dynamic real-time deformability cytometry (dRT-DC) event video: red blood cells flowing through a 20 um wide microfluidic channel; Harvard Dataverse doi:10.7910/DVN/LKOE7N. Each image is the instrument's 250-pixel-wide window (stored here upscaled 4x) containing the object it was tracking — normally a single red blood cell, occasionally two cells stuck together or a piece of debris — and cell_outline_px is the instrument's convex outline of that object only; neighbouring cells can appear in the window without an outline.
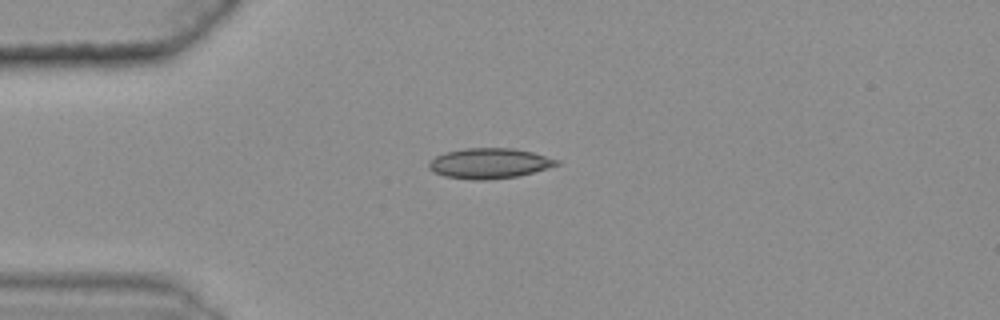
{"species": "common noctule bat (a hibernating species)", "species_latin": "Nyctalus noctula", "temperature_condition": "warm", "stored_images_in_passage": 36, "camera_frame_rate_fps": 3000, "um_per_image_px": 0.085, "animal": {"sex": "female", "body_mass_g": 25.1}, "frame": {"image": 1, "passage_image": 1, "time_ms": 0.0, "image_size_px": [1000, 320], "cell_outline_px": [[560, 164], [548, 168], [516, 176], [488, 180], [472, 180], [444, 176], [432, 172], [428, 168], [428, 160], [444, 152], [464, 148], [512, 148], [532, 152], [560, 160]], "centroid_in_image_um": [41.55, 13.88], "position_along_channel_um": 43.5, "area_um2": 22.72}}
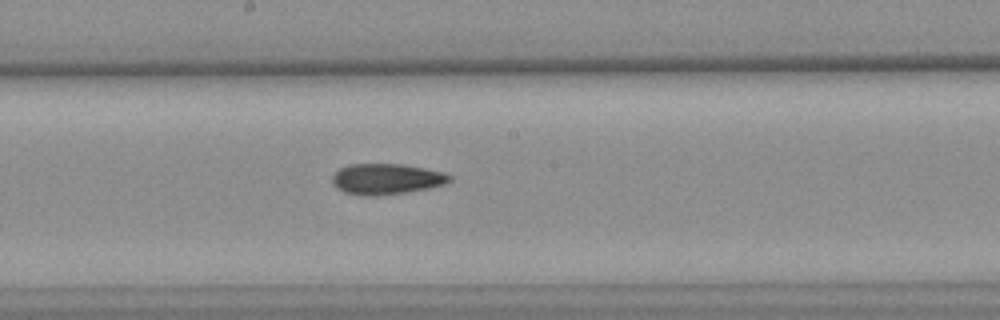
{"frame": {"image": 2, "passage_image": 17, "time_ms": 5.333, "image_size_px": [1000, 320], "cell_outline_px": [[452, 180], [444, 184], [428, 188], [404, 192], [376, 196], [368, 196], [344, 192], [336, 188], [332, 184], [332, 176], [340, 168], [348, 164], [400, 164], [424, 168], [444, 172], [452, 176]], "centroid_in_image_um": [32.83, 15.21], "position_along_channel_um": 215.4, "area_um2": 20.98}}
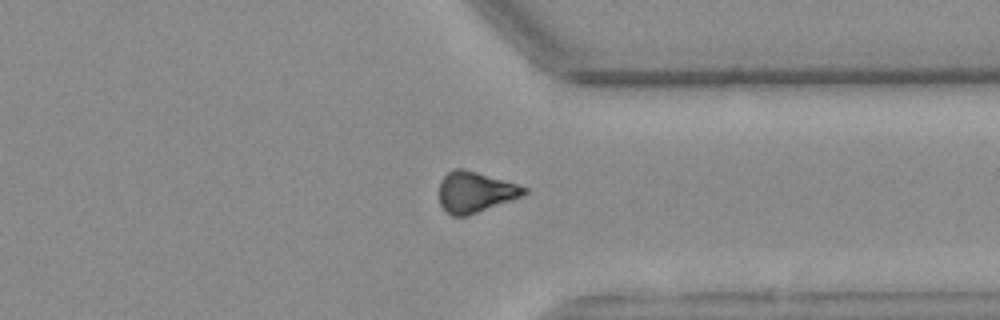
{"frame": {"image": 3, "passage_image": 30, "time_ms": 9.667, "image_size_px": [1000, 320], "cell_outline_px": [[528, 192], [520, 196], [468, 216], [452, 216], [440, 204], [440, 180], [448, 172], [456, 168], [464, 168], [520, 184], [528, 188]], "centroid_in_image_um": [40.4, 16.3], "position_along_channel_um": 371.0, "area_um2": 20.11}, "authors_computed_cell_mechanics": {"area_um2": 20.9814, "velocity_mm_per_s": 3.6203, "shape_relaxation_time_tau1_ms": null, "shape_relaxation_time_tau2_ms": 5.8926, "deformation_change_tau1": null, "deformation_change_tau2": 0.1147}}